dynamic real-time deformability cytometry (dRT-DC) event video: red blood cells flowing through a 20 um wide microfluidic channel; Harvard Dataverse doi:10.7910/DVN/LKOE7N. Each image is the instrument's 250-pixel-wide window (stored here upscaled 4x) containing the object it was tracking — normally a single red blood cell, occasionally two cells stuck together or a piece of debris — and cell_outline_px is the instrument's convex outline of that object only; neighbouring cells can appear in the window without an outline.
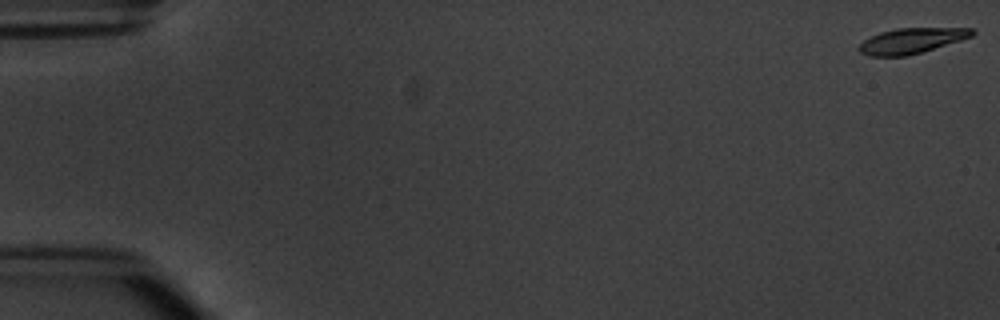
{"species": "common noctule bat (a hibernating species)", "species_latin": "Nyctalus noctula", "temperature_condition": "warm", "stored_images_in_passage": 4, "camera_frame_rate_fps": 3000, "um_per_image_px": 0.085, "animal": {"sex": "male", "body_mass_g": 20.1, "forearm_length_mm": 53.5}, "frame": {"image": 1, "passage_image": 1, "time_ms": 0.0, "image_size_px": [1000, 320], "cell_outline_px": [[976, 32], [972, 36], [960, 40], [920, 52], [904, 56], [868, 56], [860, 52], [860, 44], [864, 40], [880, 32], [896, 28], [972, 28]], "centroid_in_image_um": [77.47, 3.45], "position_along_channel_um": 7.5, "area_um2": 16.42}}